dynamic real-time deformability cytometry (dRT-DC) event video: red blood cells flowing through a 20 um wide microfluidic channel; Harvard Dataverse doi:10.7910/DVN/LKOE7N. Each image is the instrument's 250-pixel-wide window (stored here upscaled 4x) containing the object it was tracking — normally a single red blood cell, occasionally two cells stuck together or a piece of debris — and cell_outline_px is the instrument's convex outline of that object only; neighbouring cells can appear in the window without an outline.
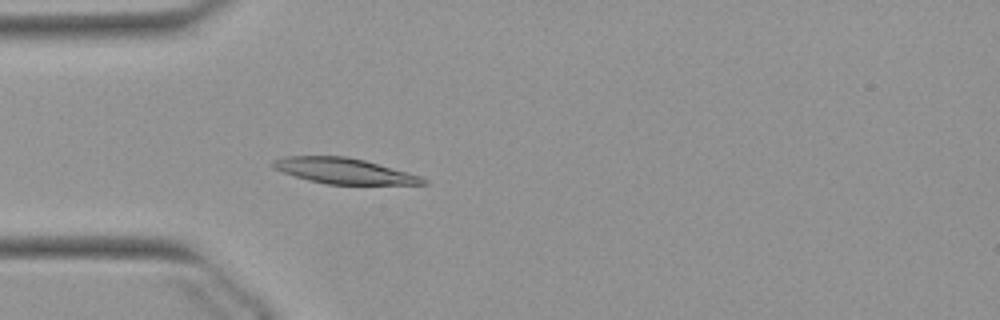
{"species": "Egyptian fruit bat (a non-hibernating species)", "species_latin": "Rousettus aegyptiacus", "temperature_condition": "warm", "stored_images_in_passage": 31, "camera_frame_rate_fps": 3000, "um_per_image_px": 0.085, "animal": {"sex": "female"}, "frame": {"image": 1, "passage_image": 14, "time_ms": 4.333, "image_size_px": [1000, 320], "cell_outline_px": [[428, 184], [328, 184], [308, 180], [272, 168], [268, 164], [272, 160], [284, 156], [348, 156], [364, 160], [420, 176], [428, 180]], "centroid_in_image_um": [29.17, 14.52], "position_along_channel_um": 55.8, "area_um2": 22.25}}
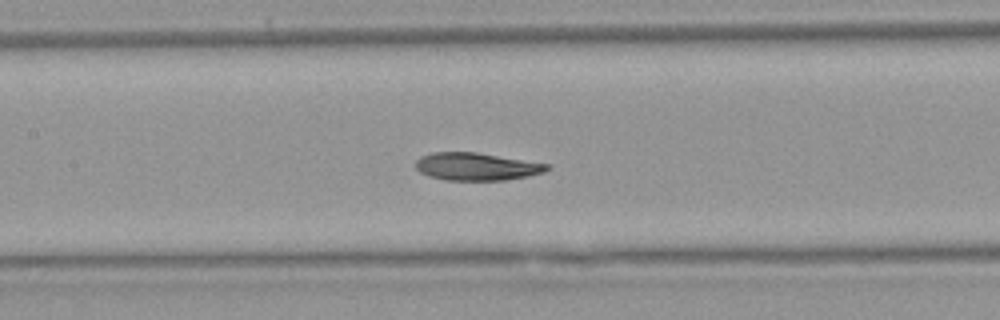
{"frame": {"image": 2, "passage_image": 23, "time_ms": 7.333, "image_size_px": [1000, 320], "cell_outline_px": [[552, 168], [544, 172], [528, 176], [504, 180], [444, 180], [428, 176], [420, 172], [416, 168], [416, 160], [420, 156], [432, 152], [476, 152], [548, 164]], "centroid_in_image_um": [40.48, 14.16], "position_along_channel_um": 166.9, "area_um2": 21.15}}
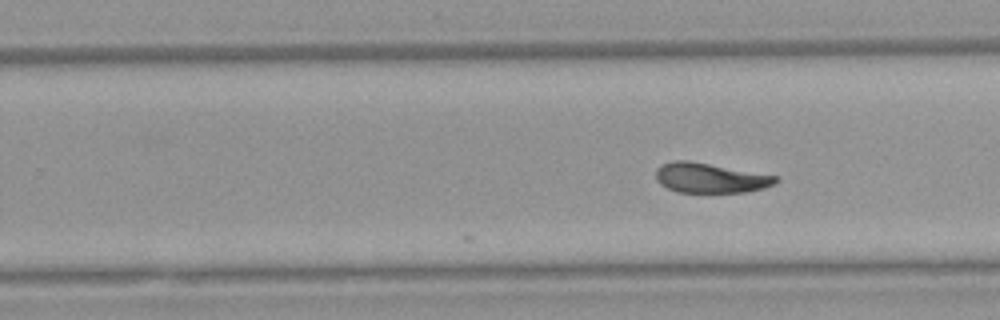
{"frame": {"image": 3, "passage_image": 31, "time_ms": 10.0, "image_size_px": [1000, 320], "cell_outline_px": [[780, 180], [776, 184], [764, 188], [748, 192], [676, 192], [660, 184], [656, 180], [656, 168], [660, 164], [672, 160], [688, 160], [776, 176]], "centroid_in_image_um": [60.34, 15.12], "position_along_channel_um": 269.5, "area_um2": 20.92}}